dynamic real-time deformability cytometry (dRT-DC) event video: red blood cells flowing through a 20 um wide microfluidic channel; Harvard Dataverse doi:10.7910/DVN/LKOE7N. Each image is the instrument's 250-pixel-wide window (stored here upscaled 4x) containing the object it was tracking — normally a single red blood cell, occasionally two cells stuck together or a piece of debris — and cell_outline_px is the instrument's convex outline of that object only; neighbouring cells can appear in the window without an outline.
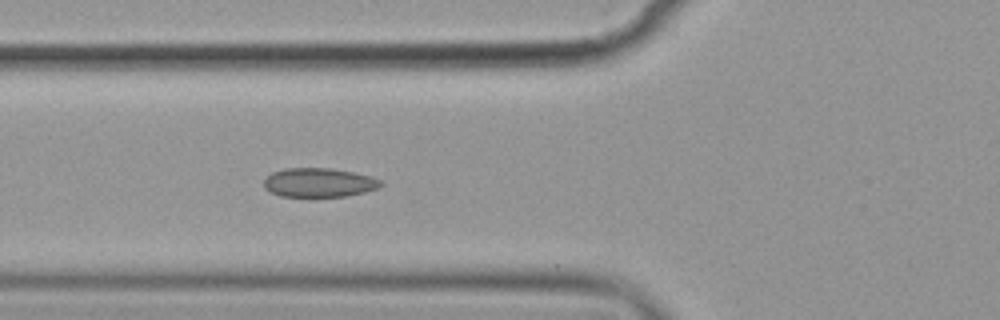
{"species": "common noctule bat (a hibernating species)", "species_latin": "Nyctalus noctula", "temperature_condition": "cold", "stored_images_in_passage": 4, "camera_frame_rate_fps": 3000, "um_per_image_px": 0.085, "animal": {"sex": "female", "body_mass_g": 19.9}, "frame": {"image": 1, "passage_image": 4, "time_ms": 4.333, "image_size_px": [1000, 320], "cell_outline_px": [[384, 184], [380, 188], [348, 196], [280, 196], [264, 188], [264, 180], [272, 172], [284, 168], [328, 168], [352, 172], [372, 176], [380, 180]], "centroid_in_image_um": [27.14, 15.51], "position_along_channel_um": 98.7, "area_um2": 19.77}}